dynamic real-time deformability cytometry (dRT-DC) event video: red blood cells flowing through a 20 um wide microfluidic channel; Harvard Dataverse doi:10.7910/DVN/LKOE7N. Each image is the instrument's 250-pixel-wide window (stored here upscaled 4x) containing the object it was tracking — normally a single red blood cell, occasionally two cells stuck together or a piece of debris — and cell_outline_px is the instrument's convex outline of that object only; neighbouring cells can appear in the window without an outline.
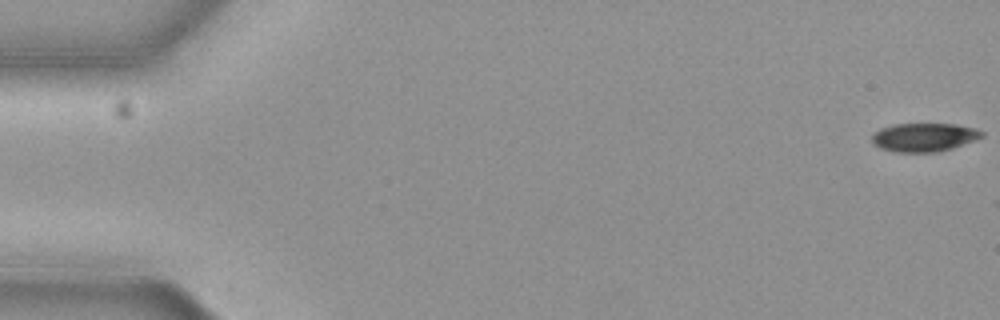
{"species": "common noctule bat (a hibernating species)", "species_latin": "Nyctalus noctula", "temperature_condition": "cold", "stored_images_in_passage": 4, "camera_frame_rate_fps": 3000, "um_per_image_px": 0.085, "animal": {"sex": "female", "body_mass_g": 19.3, "forearm_length_mm": 54.1}, "frame": {"image": 1, "passage_image": 1, "time_ms": 0.0, "image_size_px": [1000, 320], "cell_outline_px": [[984, 136], [952, 148], [936, 152], [896, 152], [880, 148], [872, 144], [872, 136], [880, 128], [892, 124], [956, 124], [972, 128], [984, 132]], "centroid_in_image_um": [78.51, 11.67], "position_along_channel_um": 6.5, "area_um2": 18.15}}